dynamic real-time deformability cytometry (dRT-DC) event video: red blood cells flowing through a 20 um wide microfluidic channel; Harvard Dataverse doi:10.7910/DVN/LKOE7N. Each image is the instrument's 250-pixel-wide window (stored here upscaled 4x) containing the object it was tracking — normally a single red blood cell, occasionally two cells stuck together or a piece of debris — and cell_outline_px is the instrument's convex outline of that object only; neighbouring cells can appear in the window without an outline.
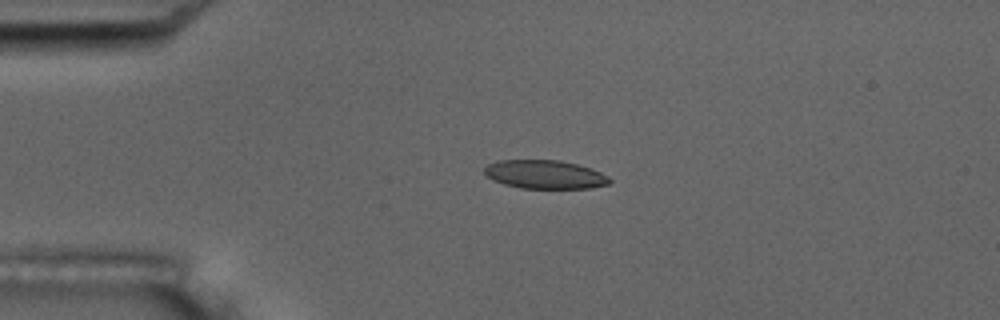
{"species": "common noctule bat (a hibernating species)", "species_latin": "Nyctalus noctula", "temperature_condition": "room temperature", "stored_images_in_passage": 5, "camera_frame_rate_fps": 3000, "um_per_image_px": 0.085, "animal": {"sex": "male", "body_mass_g": 17.5, "forearm_length_mm": 52.3}, "frame": {"image": 1, "passage_image": 4, "time_ms": 4.333, "image_size_px": [1000, 320], "cell_outline_px": [[612, 180], [608, 184], [588, 188], [520, 188], [504, 184], [492, 180], [484, 176], [484, 168], [488, 164], [500, 160], [560, 160], [592, 168], [608, 176]], "centroid_in_image_um": [46.29, 14.83], "position_along_channel_um": 38.7, "area_um2": 20.92}}